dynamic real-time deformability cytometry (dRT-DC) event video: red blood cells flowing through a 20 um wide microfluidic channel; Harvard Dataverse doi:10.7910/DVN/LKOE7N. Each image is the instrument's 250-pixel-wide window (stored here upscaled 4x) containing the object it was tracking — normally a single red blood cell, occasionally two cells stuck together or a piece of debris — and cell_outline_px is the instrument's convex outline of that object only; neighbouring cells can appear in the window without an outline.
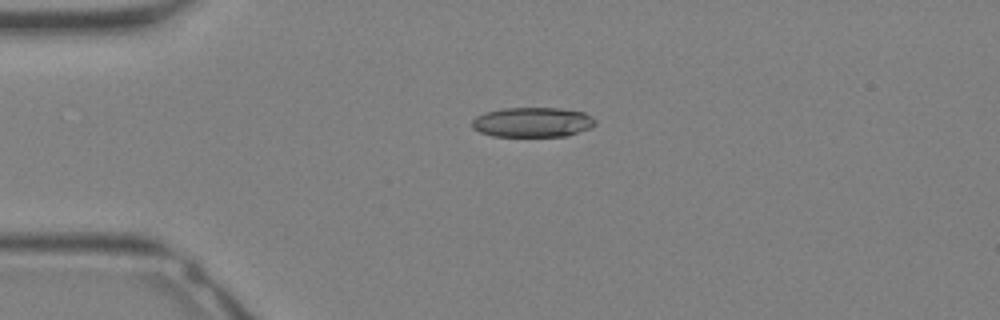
{"species": "Egyptian fruit bat (a non-hibernating species)", "species_latin": "Rousettus aegyptiacus", "temperature_condition": "warm", "stored_images_in_passage": 26, "camera_frame_rate_fps": 3000, "um_per_image_px": 0.085, "animal": {"sex": "female"}, "frame": {"image": 1, "passage_image": 1, "time_ms": 0.0, "image_size_px": [1000, 320], "cell_outline_px": [[596, 124], [588, 128], [568, 136], [492, 136], [480, 132], [472, 128], [472, 120], [476, 116], [484, 112], [504, 108], [560, 108], [584, 112], [592, 116], [596, 120]], "centroid_in_image_um": [45.26, 10.38], "position_along_channel_um": 39.7, "area_um2": 21.5}}
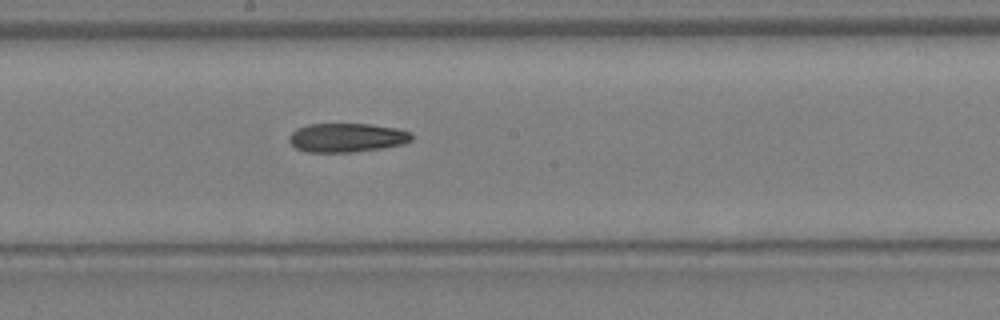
{"frame": {"image": 2, "passage_image": 11, "time_ms": 3.333, "image_size_px": [1000, 320], "cell_outline_px": [[412, 140], [404, 144], [384, 148], [352, 152], [308, 152], [296, 148], [288, 140], [288, 136], [296, 128], [308, 124], [368, 124], [396, 128], [412, 132]], "centroid_in_image_um": [29.48, 11.7], "position_along_channel_um": 218.7, "area_um2": 20.81}}
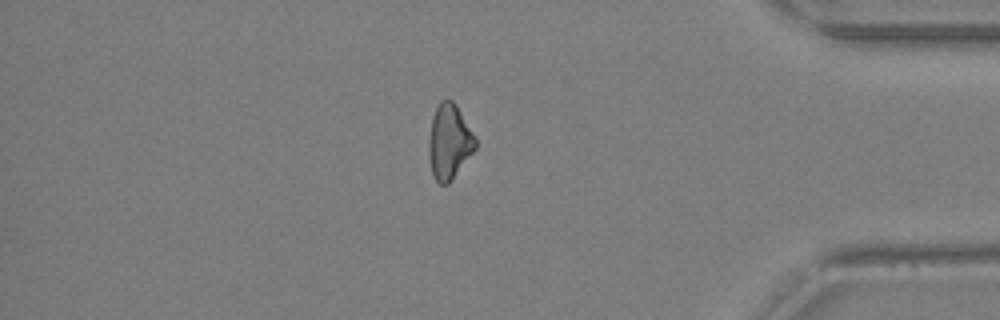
{"frame": {"image": 3, "passage_image": 21, "time_ms": 6.667, "image_size_px": [1000, 320], "cell_outline_px": [[476, 148], [452, 180], [448, 184], [440, 184], [432, 176], [428, 156], [428, 140], [432, 116], [440, 100], [452, 100], [456, 104], [476, 136]], "centroid_in_image_um": [38.18, 12.05], "position_along_channel_um": 397.0, "area_um2": 20.63}}